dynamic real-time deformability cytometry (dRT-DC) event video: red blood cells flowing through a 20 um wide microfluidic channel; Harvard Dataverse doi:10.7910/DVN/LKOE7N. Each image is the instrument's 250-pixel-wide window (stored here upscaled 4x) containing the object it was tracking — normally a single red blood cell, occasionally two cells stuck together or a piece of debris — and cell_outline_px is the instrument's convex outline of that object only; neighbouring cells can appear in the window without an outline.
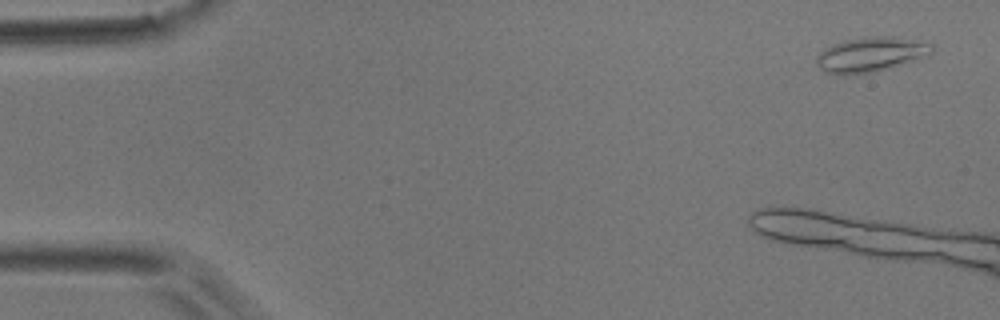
{"species": "common noctule bat (a hibernating species)", "species_latin": "Nyctalus noctula", "temperature_condition": "room temperature", "stored_images_in_passage": 4, "camera_frame_rate_fps": 3000, "um_per_image_px": 0.085, "animal": {"sex": "male", "body_mass_g": 17.9}, "frame": {"image": 1, "passage_image": 1, "time_ms": 0.0, "image_size_px": [1000, 320], "cell_outline_px": [[932, 52], [928, 56], [916, 60], [888, 68], [872, 72], [840, 76], [824, 72], [816, 64], [816, 56], [824, 48], [832, 44], [844, 40], [872, 36], [892, 36], [932, 44]], "centroid_in_image_um": [73.95, 4.64], "position_along_channel_um": 11.0, "area_um2": 23.47}}